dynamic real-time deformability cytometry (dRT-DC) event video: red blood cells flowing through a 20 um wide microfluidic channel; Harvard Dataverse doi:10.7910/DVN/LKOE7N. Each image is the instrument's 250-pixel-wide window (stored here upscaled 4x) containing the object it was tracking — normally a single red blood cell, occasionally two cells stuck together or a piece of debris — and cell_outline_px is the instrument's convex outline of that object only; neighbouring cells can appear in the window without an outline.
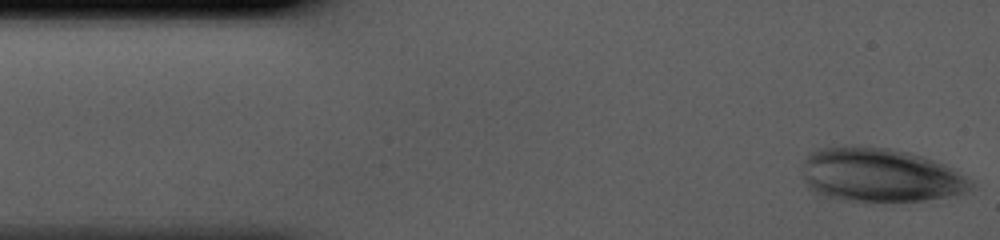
{"species": "human", "species_latin": "Homo sapiens", "temperature_condition": "cold", "stored_images_in_passage": 37, "camera_frame_rate_fps": 3000, "um_per_image_px": 0.085, "donor": {"sex": "male"}, "frame": {"image": 1, "passage_image": 1, "time_ms": 0.0, "image_size_px": [1000, 240], "cell_outline_px": [[972, 188], [964, 192], [924, 200], [836, 200], [824, 196], [808, 188], [804, 180], [800, 164], [816, 148], [844, 144], [888, 148], [908, 152], [944, 164], [964, 176], [972, 184]], "centroid_in_image_um": [74.68, 14.85], "position_along_channel_um": 10.3, "area_um2": 52.71}}
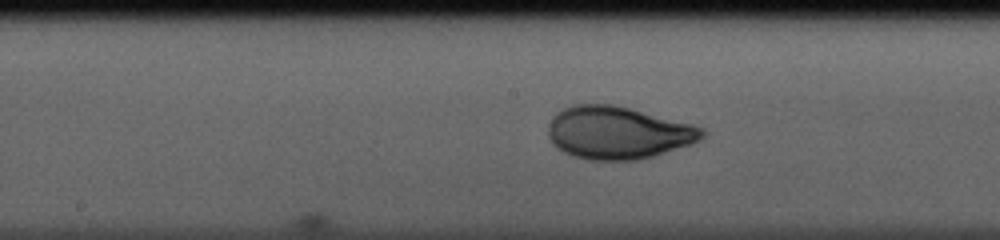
{"frame": {"image": 2, "passage_image": 20, "time_ms": 6.333, "image_size_px": [1000, 240], "cell_outline_px": [[704, 136], [700, 140], [692, 144], [652, 156], [636, 160], [588, 160], [572, 156], [556, 148], [552, 144], [548, 136], [548, 124], [556, 112], [572, 104], [612, 104], [692, 124], [704, 128]], "centroid_in_image_um": [52.49, 11.28], "position_along_channel_um": 195.7, "area_um2": 47.22}}
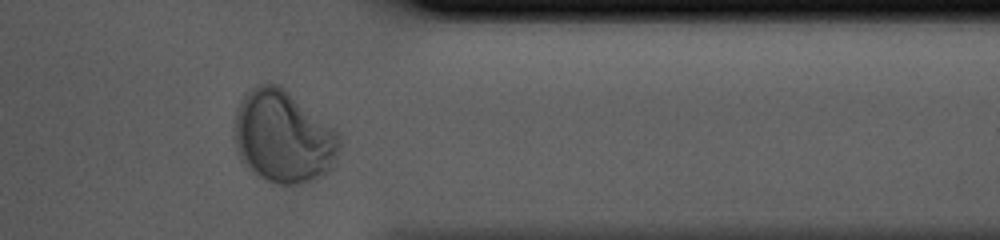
{"frame": {"image": 3, "passage_image": 34, "time_ms": 11.0, "image_size_px": [1000, 240], "cell_outline_px": [[340, 148], [336, 160], [332, 168], [328, 172], [320, 176], [296, 184], [280, 184], [268, 180], [260, 176], [240, 160], [236, 152], [232, 136], [232, 128], [236, 108], [244, 92], [256, 84], [268, 80], [280, 84], [332, 128], [340, 136]], "centroid_in_image_um": [24.0, 11.57], "position_along_channel_um": 387.4, "area_um2": 57.16}}